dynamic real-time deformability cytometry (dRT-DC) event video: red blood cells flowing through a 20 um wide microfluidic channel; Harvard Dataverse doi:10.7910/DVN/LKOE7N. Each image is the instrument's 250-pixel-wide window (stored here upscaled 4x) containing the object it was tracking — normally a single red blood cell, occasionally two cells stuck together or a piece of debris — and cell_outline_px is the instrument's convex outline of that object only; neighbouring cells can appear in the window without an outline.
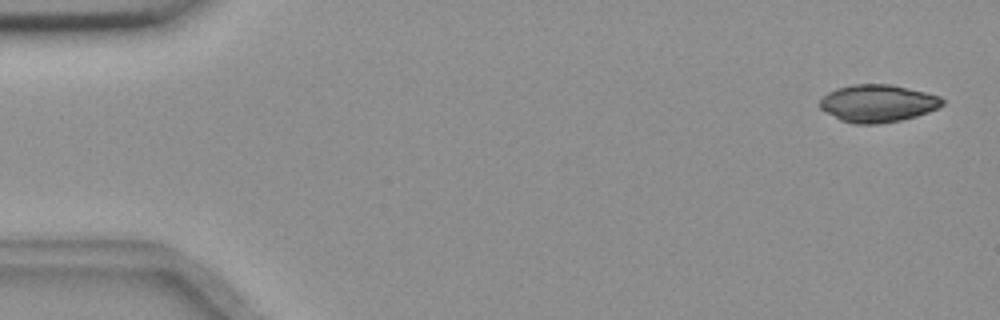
{"species": "common noctule bat (a hibernating species)", "species_latin": "Nyctalus noctula", "temperature_condition": "room temperature", "stored_images_in_passage": 5, "camera_frame_rate_fps": 3000, "um_per_image_px": 0.085, "animal": {"sex": "female", "body_mass_g": 18.4}, "frame": {"image": 1, "passage_image": 1, "time_ms": 0.0, "image_size_px": [1000, 320], "cell_outline_px": [[944, 104], [928, 112], [916, 116], [900, 120], [876, 124], [852, 124], [840, 120], [820, 108], [816, 104], [828, 92], [836, 88], [852, 84], [888, 84], [924, 92], [940, 96], [944, 100]], "centroid_in_image_um": [74.56, 8.79], "position_along_channel_um": 10.4, "area_um2": 26.7}}